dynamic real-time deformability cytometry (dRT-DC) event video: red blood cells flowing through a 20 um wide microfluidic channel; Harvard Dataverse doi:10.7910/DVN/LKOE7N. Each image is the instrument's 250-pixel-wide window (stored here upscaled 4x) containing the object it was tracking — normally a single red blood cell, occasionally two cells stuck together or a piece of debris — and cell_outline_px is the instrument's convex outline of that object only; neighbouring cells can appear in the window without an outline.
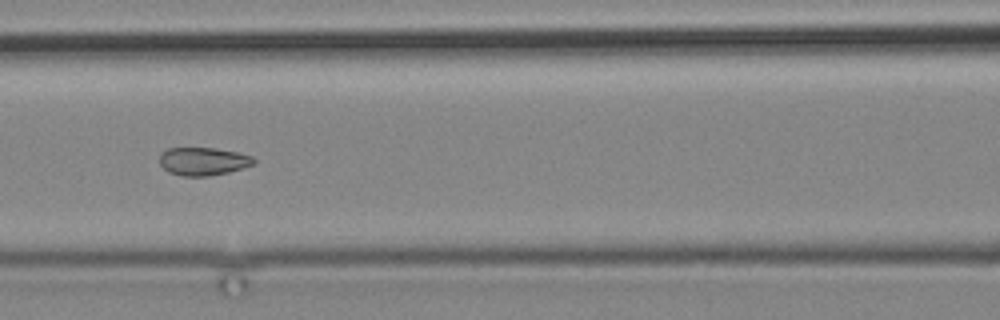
{"species": "common noctule bat (a hibernating species)", "species_latin": "Nyctalus noctula", "temperature_condition": "cold", "stored_images_in_passage": 12, "camera_frame_rate_fps": 3000, "um_per_image_px": 0.085, "animal": {"sex": "male", "body_mass_g": 19.2, "forearm_length_mm": 51.8}, "frame": {"image": 1, "passage_image": 12, "time_ms": 13.667, "image_size_px": [1000, 320], "cell_outline_px": [[256, 164], [228, 172], [208, 176], [184, 176], [168, 172], [160, 164], [160, 152], [168, 148], [216, 148], [236, 152], [252, 156], [256, 160]], "centroid_in_image_um": [17.27, 13.71], "position_along_channel_um": 149.3, "area_um2": 15.43}}